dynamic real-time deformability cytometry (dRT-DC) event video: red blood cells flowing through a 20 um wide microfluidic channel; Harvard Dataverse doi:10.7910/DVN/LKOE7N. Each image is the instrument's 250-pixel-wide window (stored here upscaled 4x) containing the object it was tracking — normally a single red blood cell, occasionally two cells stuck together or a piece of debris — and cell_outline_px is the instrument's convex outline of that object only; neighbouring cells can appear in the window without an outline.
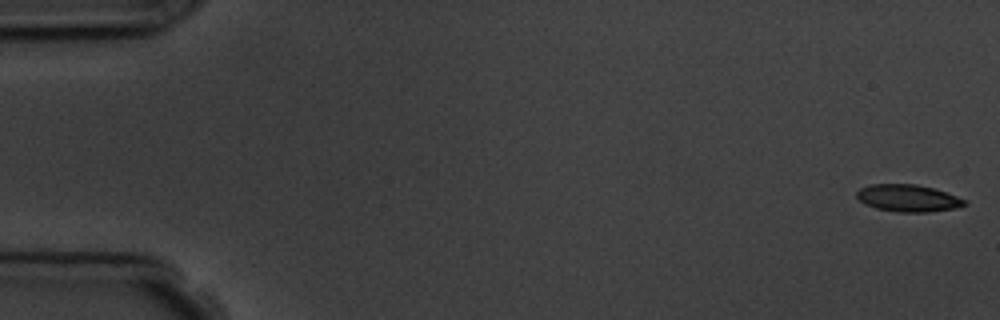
{"species": "common noctule bat (a hibernating species)", "species_latin": "Nyctalus noctula", "temperature_condition": "room temperature", "stored_images_in_passage": 7, "camera_frame_rate_fps": 3000, "um_per_image_px": 0.085, "animal": {"sex": "male", "body_mass_g": 19.5, "forearm_length_mm": 54.6}, "frame": {"image": 1, "passage_image": 1, "time_ms": 0.0, "image_size_px": [1000, 320], "cell_outline_px": [[968, 204], [956, 208], [928, 212], [896, 212], [876, 208], [864, 204], [856, 196], [856, 192], [860, 188], [872, 184], [916, 184], [932, 188], [956, 196], [964, 200]], "centroid_in_image_um": [77.15, 16.85], "position_along_channel_um": 7.8, "area_um2": 16.94}}
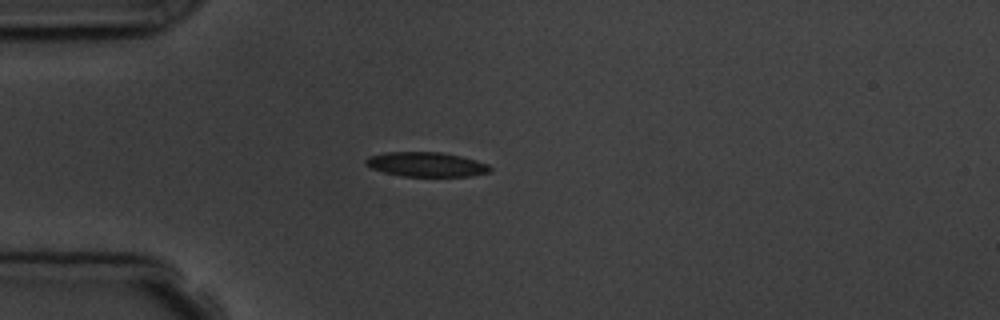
{"frame": {"image": 2, "passage_image": 5, "time_ms": 4.667, "image_size_px": [1000, 320], "cell_outline_px": [[492, 168], [488, 172], [472, 176], [404, 176], [384, 172], [372, 168], [364, 160], [368, 156], [384, 152], [440, 152], [460, 156], [476, 160], [488, 164]], "centroid_in_image_um": [36.24, 13.97], "position_along_channel_um": 48.8, "area_um2": 17.63}}